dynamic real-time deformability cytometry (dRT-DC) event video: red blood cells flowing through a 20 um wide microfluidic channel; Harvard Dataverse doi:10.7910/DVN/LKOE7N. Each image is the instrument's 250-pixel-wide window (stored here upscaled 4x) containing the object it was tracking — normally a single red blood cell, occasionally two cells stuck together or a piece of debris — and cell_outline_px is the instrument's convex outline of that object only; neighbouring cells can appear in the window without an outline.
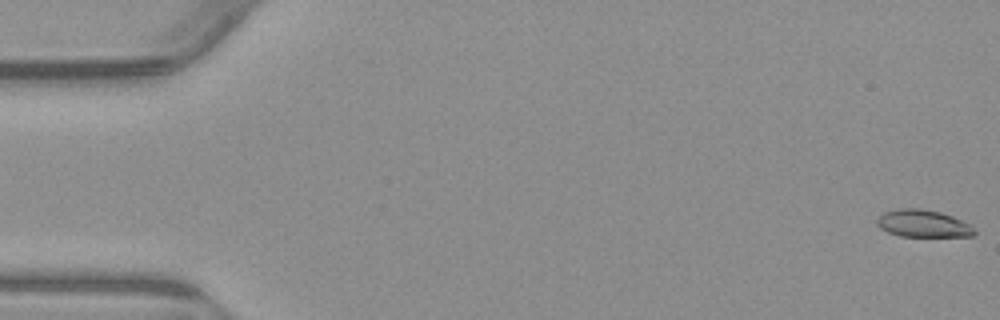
{"species": "common noctule bat (a hibernating species)", "species_latin": "Nyctalus noctula", "temperature_condition": "warm", "stored_images_in_passage": 54, "camera_frame_rate_fps": 3000, "um_per_image_px": 0.085, "animal": {"sex": "male", "body_mass_g": 23.1, "forearm_length_mm": 52.7}, "frame": {"image": 1, "passage_image": 1, "time_ms": 0.0, "image_size_px": [1000, 320], "cell_outline_px": [[976, 232], [972, 236], [900, 236], [888, 232], [880, 228], [876, 224], [876, 220], [884, 212], [900, 208], [920, 208], [940, 212], [952, 216], [972, 224]], "centroid_in_image_um": [78.47, 19.0], "position_along_channel_um": 6.5, "area_um2": 15.55}}
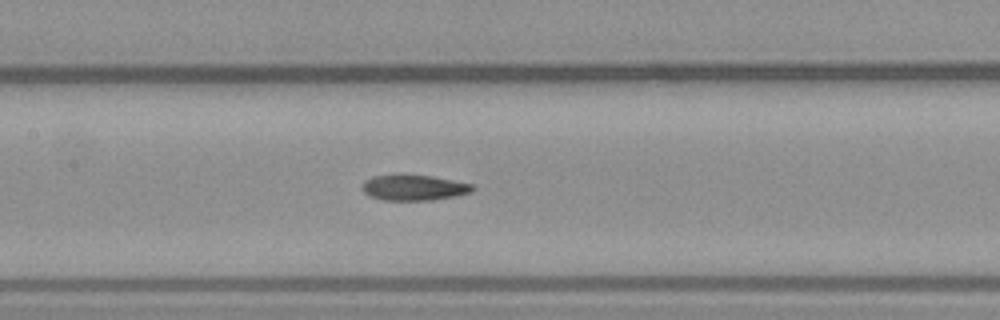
{"frame": {"image": 2, "passage_image": 26, "time_ms": 8.333, "image_size_px": [1000, 320], "cell_outline_px": [[476, 188], [472, 192], [456, 196], [432, 200], [380, 200], [364, 192], [360, 188], [364, 180], [372, 176], [396, 172], [404, 172], [432, 176], [472, 184]], "centroid_in_image_um": [35.13, 15.9], "position_along_channel_um": 172.3, "area_um2": 17.22}}
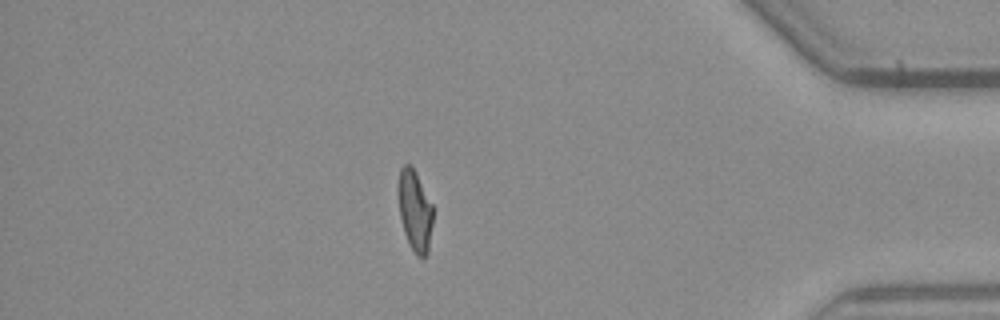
{"frame": {"image": 3, "passage_image": 47, "time_ms": 15.333, "image_size_px": [1000, 320], "cell_outline_px": [[432, 224], [428, 252], [424, 256], [416, 256], [408, 244], [404, 232], [400, 216], [396, 192], [396, 188], [400, 168], [404, 164], [412, 164], [432, 204]], "centroid_in_image_um": [35.22, 17.85], "position_along_channel_um": 400.0, "area_um2": 16.7}, "authors_computed_cell_mechanics": {"area_um2": 16.7331, "velocity_mm_per_s": 3.8528, "shape_relaxation_time_tau1_ms": null, "shape_relaxation_time_tau2_ms": 4.8751, "deformation_change_tau1": null, "deformation_change_tau2": 0.1055}}